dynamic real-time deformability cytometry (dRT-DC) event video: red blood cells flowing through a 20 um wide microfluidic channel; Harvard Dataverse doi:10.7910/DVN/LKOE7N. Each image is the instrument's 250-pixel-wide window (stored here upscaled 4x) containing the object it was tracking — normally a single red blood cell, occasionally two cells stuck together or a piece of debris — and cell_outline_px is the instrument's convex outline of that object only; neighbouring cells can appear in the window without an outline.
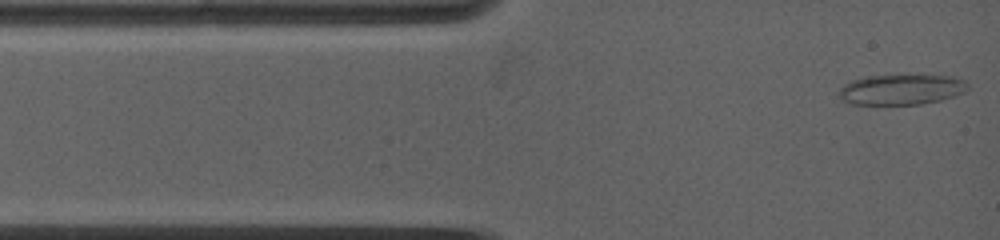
{"species": "common noctule bat (a hibernating species)", "species_latin": "Nyctalus noctula", "temperature_condition": "warm", "stored_images_in_passage": 85, "camera_frame_rate_fps": 5000, "um_per_image_px": 0.085, "animal": {"sex": "female", "body_mass_g": 19.0, "forearm_length_mm": 53.3}, "frame": {"image": 1, "passage_image": 1, "time_ms": 0.0, "image_size_px": [1000, 240], "cell_outline_px": [[968, 88], [964, 92], [940, 100], [920, 104], [852, 104], [836, 96], [836, 92], [844, 84], [852, 80], [864, 76], [952, 76], [964, 80], [968, 84]], "centroid_in_image_um": [76.56, 7.61], "position_along_channel_um": 8.4, "area_um2": 22.6}}
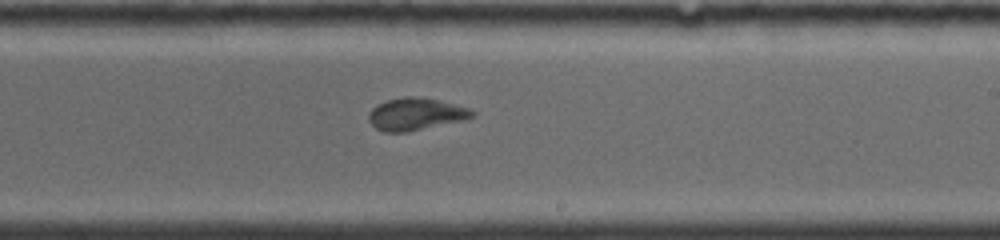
{"frame": {"image": 2, "passage_image": 47, "time_ms": 7.4, "image_size_px": [1000, 240], "cell_outline_px": [[476, 112], [472, 116], [460, 120], [404, 132], [384, 132], [376, 128], [368, 120], [368, 116], [372, 108], [376, 104], [388, 100], [404, 96], [416, 96], [436, 100], [468, 108]], "centroid_in_image_um": [35.26, 9.68], "position_along_channel_um": 253.7, "area_um2": 18.9}}
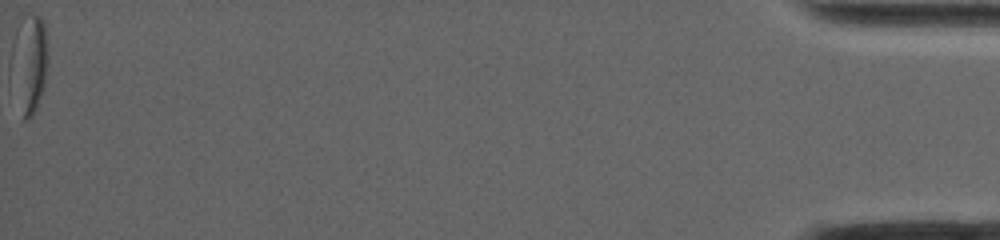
{"frame": {"image": 3, "passage_image": 85, "time_ms": 16.4, "image_size_px": [1000, 240], "cell_outline_px": [[48, 56], [44, 84], [36, 108], [28, 120], [20, 120], [12, 52], [12, 40], [16, 28], [32, 12], [40, 16], [44, 20]], "centroid_in_image_um": [2.52, 5.36], "position_along_channel_um": 432.7, "area_um2": 20.35}, "authors_computed_cell_mechanics": {"area_um2": 20.1144, "velocity_mm_per_s": 3.9104, "shape_relaxation_time_tau1_ms": null, "shape_relaxation_time_tau2_ms": 1.6235, "deformation_change_tau1": null, "deformation_change_tau2": 0.0716}}